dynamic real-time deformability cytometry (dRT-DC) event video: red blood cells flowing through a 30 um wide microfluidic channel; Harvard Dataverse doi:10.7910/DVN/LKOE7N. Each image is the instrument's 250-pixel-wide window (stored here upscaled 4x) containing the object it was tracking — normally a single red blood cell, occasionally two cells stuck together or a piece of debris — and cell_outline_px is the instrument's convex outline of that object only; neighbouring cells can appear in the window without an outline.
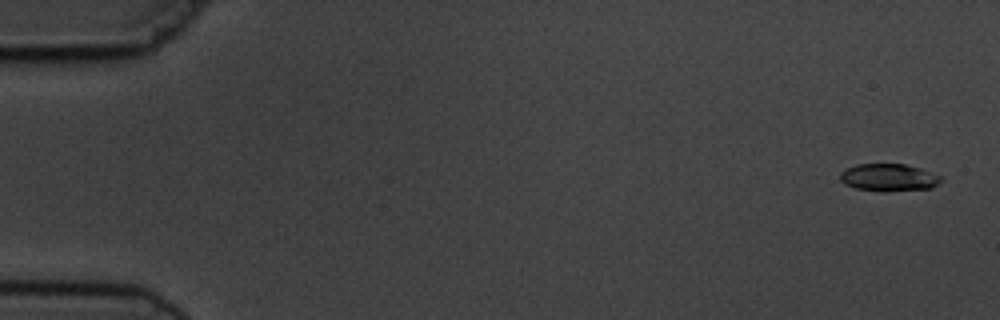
{"species": "common noctule bat (a hibernating species)", "species_latin": "Nyctalus noctula", "temperature_condition": "cold", "stored_images_in_passage": 5, "camera_frame_rate_fps": 3000, "um_per_image_px": 0.085, "animal": {"sex": "male", "body_mass_g": 19.5, "forearm_length_mm": 54.6}, "frame": {"image": 1, "passage_image": 1, "time_ms": 0.0, "image_size_px": [1000, 320], "cell_outline_px": [[940, 180], [932, 188], [856, 188], [844, 184], [840, 180], [840, 172], [856, 164], [904, 164], [920, 168], [940, 176]], "centroid_in_image_um": [75.49, 15.02], "position_along_channel_um": 9.5, "area_um2": 14.91}}
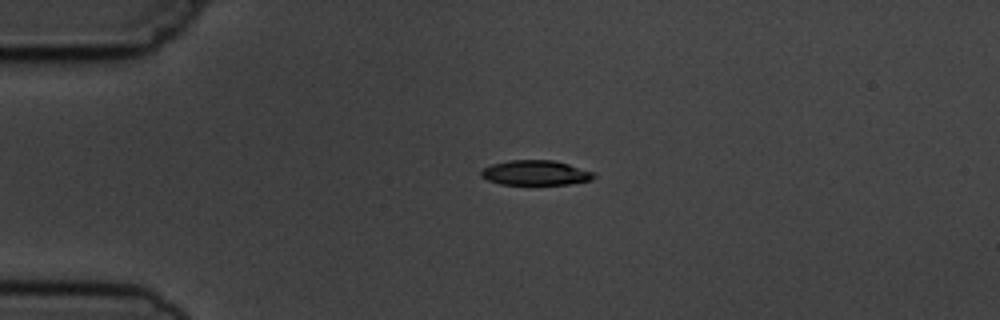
{"frame": {"image": 2, "passage_image": 4, "time_ms": 3.667, "image_size_px": [1000, 320], "cell_outline_px": [[596, 176], [592, 180], [568, 184], [500, 184], [488, 180], [480, 176], [480, 172], [484, 168], [492, 164], [508, 160], [552, 160], [568, 164], [596, 172]], "centroid_in_image_um": [45.54, 14.68], "position_along_channel_um": 39.5, "area_um2": 16.36}}